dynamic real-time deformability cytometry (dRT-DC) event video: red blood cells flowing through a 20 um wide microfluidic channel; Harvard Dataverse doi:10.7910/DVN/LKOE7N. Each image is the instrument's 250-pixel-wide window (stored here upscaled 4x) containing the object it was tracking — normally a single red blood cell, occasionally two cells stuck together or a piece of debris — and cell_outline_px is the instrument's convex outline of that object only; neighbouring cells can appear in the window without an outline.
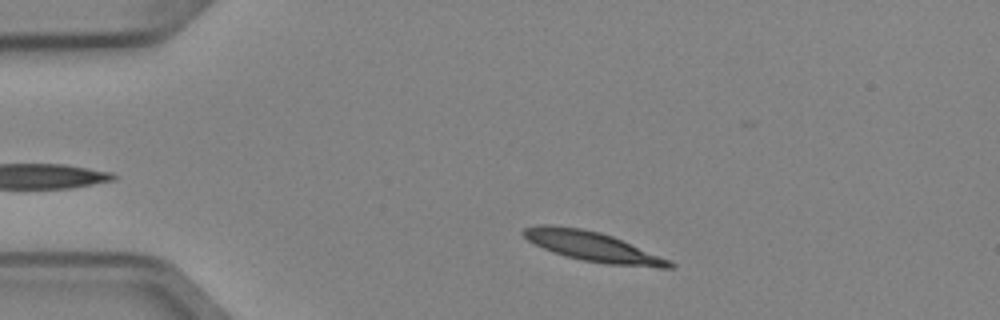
{"species": "Egyptian fruit bat (a non-hibernating species)", "species_latin": "Rousettus aegyptiacus", "temperature_condition": "cold", "stored_images_in_passage": 2, "camera_frame_rate_fps": 3000, "um_per_image_px": 0.085, "animal": {"sex": "female"}, "frame": {"image": 1, "passage_image": 1, "time_ms": 0.0, "image_size_px": [1000, 320], "cell_outline_px": [[676, 264], [672, 268], [660, 268], [608, 264], [580, 260], [564, 256], [552, 252], [528, 240], [520, 232], [524, 228], [536, 224], [548, 224], [580, 228], [600, 232], [612, 236], [668, 260]], "centroid_in_image_um": [50.31, 20.95], "position_along_channel_um": 34.7, "area_um2": 25.09}}